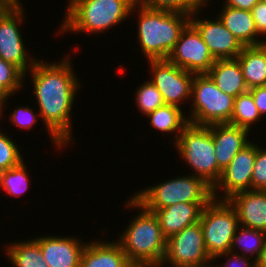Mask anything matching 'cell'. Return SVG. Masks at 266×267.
Here are the masks:
<instances>
[{
    "mask_svg": "<svg viewBox=\"0 0 266 267\" xmlns=\"http://www.w3.org/2000/svg\"><path fill=\"white\" fill-rule=\"evenodd\" d=\"M168 60L194 74L207 73L215 63L201 34L191 22L183 29Z\"/></svg>",
    "mask_w": 266,
    "mask_h": 267,
    "instance_id": "cell-12",
    "label": "cell"
},
{
    "mask_svg": "<svg viewBox=\"0 0 266 267\" xmlns=\"http://www.w3.org/2000/svg\"><path fill=\"white\" fill-rule=\"evenodd\" d=\"M25 74L14 64L0 58V86L9 94L16 95L23 86Z\"/></svg>",
    "mask_w": 266,
    "mask_h": 267,
    "instance_id": "cell-30",
    "label": "cell"
},
{
    "mask_svg": "<svg viewBox=\"0 0 266 267\" xmlns=\"http://www.w3.org/2000/svg\"><path fill=\"white\" fill-rule=\"evenodd\" d=\"M129 260L120 243L115 240L87 241L81 254L79 267H125Z\"/></svg>",
    "mask_w": 266,
    "mask_h": 267,
    "instance_id": "cell-20",
    "label": "cell"
},
{
    "mask_svg": "<svg viewBox=\"0 0 266 267\" xmlns=\"http://www.w3.org/2000/svg\"><path fill=\"white\" fill-rule=\"evenodd\" d=\"M25 165V161H22L20 164L5 170L1 186V189L5 190V193L19 197L28 190L30 179L27 170L28 167Z\"/></svg>",
    "mask_w": 266,
    "mask_h": 267,
    "instance_id": "cell-27",
    "label": "cell"
},
{
    "mask_svg": "<svg viewBox=\"0 0 266 267\" xmlns=\"http://www.w3.org/2000/svg\"><path fill=\"white\" fill-rule=\"evenodd\" d=\"M256 157V143L250 141L230 161L220 180L213 187V198L228 200L239 192L252 189V172ZM223 190V195H218ZM220 196V197H219Z\"/></svg>",
    "mask_w": 266,
    "mask_h": 267,
    "instance_id": "cell-13",
    "label": "cell"
},
{
    "mask_svg": "<svg viewBox=\"0 0 266 267\" xmlns=\"http://www.w3.org/2000/svg\"><path fill=\"white\" fill-rule=\"evenodd\" d=\"M209 130L213 138L218 168L223 172L234 156L250 142L251 133L229 123L209 125Z\"/></svg>",
    "mask_w": 266,
    "mask_h": 267,
    "instance_id": "cell-16",
    "label": "cell"
},
{
    "mask_svg": "<svg viewBox=\"0 0 266 267\" xmlns=\"http://www.w3.org/2000/svg\"><path fill=\"white\" fill-rule=\"evenodd\" d=\"M147 61L152 74L150 81L162 94L165 104L181 108V104L190 100L194 73L185 71L168 59Z\"/></svg>",
    "mask_w": 266,
    "mask_h": 267,
    "instance_id": "cell-11",
    "label": "cell"
},
{
    "mask_svg": "<svg viewBox=\"0 0 266 267\" xmlns=\"http://www.w3.org/2000/svg\"><path fill=\"white\" fill-rule=\"evenodd\" d=\"M11 97L1 86H0V102H5Z\"/></svg>",
    "mask_w": 266,
    "mask_h": 267,
    "instance_id": "cell-39",
    "label": "cell"
},
{
    "mask_svg": "<svg viewBox=\"0 0 266 267\" xmlns=\"http://www.w3.org/2000/svg\"><path fill=\"white\" fill-rule=\"evenodd\" d=\"M9 119L11 120V124L13 126L16 125L18 128L29 130L32 129L33 125H36L38 121V117H40L39 113H35L30 106H17L12 113L9 115Z\"/></svg>",
    "mask_w": 266,
    "mask_h": 267,
    "instance_id": "cell-33",
    "label": "cell"
},
{
    "mask_svg": "<svg viewBox=\"0 0 266 267\" xmlns=\"http://www.w3.org/2000/svg\"><path fill=\"white\" fill-rule=\"evenodd\" d=\"M13 0H0V12Z\"/></svg>",
    "mask_w": 266,
    "mask_h": 267,
    "instance_id": "cell-41",
    "label": "cell"
},
{
    "mask_svg": "<svg viewBox=\"0 0 266 267\" xmlns=\"http://www.w3.org/2000/svg\"><path fill=\"white\" fill-rule=\"evenodd\" d=\"M223 258L225 257H228L227 260H225V262L220 265L218 264H214L212 263V266L213 267H256V264L253 260H251L250 262V258L247 256H242L240 254H235V253H232V252H227L225 254H222V255H219L217 256L215 259L217 258Z\"/></svg>",
    "mask_w": 266,
    "mask_h": 267,
    "instance_id": "cell-34",
    "label": "cell"
},
{
    "mask_svg": "<svg viewBox=\"0 0 266 267\" xmlns=\"http://www.w3.org/2000/svg\"><path fill=\"white\" fill-rule=\"evenodd\" d=\"M207 74L221 91L233 97L249 91L237 58L215 60Z\"/></svg>",
    "mask_w": 266,
    "mask_h": 267,
    "instance_id": "cell-21",
    "label": "cell"
},
{
    "mask_svg": "<svg viewBox=\"0 0 266 267\" xmlns=\"http://www.w3.org/2000/svg\"><path fill=\"white\" fill-rule=\"evenodd\" d=\"M260 118L261 115L249 91L235 97L233 114L228 122L229 124L244 128L250 132L252 125L256 121L259 122Z\"/></svg>",
    "mask_w": 266,
    "mask_h": 267,
    "instance_id": "cell-26",
    "label": "cell"
},
{
    "mask_svg": "<svg viewBox=\"0 0 266 267\" xmlns=\"http://www.w3.org/2000/svg\"><path fill=\"white\" fill-rule=\"evenodd\" d=\"M265 240L266 232L239 226L233 237L230 252L240 254L245 257L249 255L248 257L256 262L260 256L261 251L263 250Z\"/></svg>",
    "mask_w": 266,
    "mask_h": 267,
    "instance_id": "cell-25",
    "label": "cell"
},
{
    "mask_svg": "<svg viewBox=\"0 0 266 267\" xmlns=\"http://www.w3.org/2000/svg\"><path fill=\"white\" fill-rule=\"evenodd\" d=\"M125 267H150V265L144 264V263H134L130 262Z\"/></svg>",
    "mask_w": 266,
    "mask_h": 267,
    "instance_id": "cell-40",
    "label": "cell"
},
{
    "mask_svg": "<svg viewBox=\"0 0 266 267\" xmlns=\"http://www.w3.org/2000/svg\"><path fill=\"white\" fill-rule=\"evenodd\" d=\"M208 203H178L152 211L156 215L163 234L168 239L185 227L200 221L202 209Z\"/></svg>",
    "mask_w": 266,
    "mask_h": 267,
    "instance_id": "cell-18",
    "label": "cell"
},
{
    "mask_svg": "<svg viewBox=\"0 0 266 267\" xmlns=\"http://www.w3.org/2000/svg\"><path fill=\"white\" fill-rule=\"evenodd\" d=\"M221 10L217 17L243 47L258 46L266 43L265 37L262 38L256 30L251 11L225 5Z\"/></svg>",
    "mask_w": 266,
    "mask_h": 267,
    "instance_id": "cell-19",
    "label": "cell"
},
{
    "mask_svg": "<svg viewBox=\"0 0 266 267\" xmlns=\"http://www.w3.org/2000/svg\"><path fill=\"white\" fill-rule=\"evenodd\" d=\"M4 173H5V169L0 167V188L2 186Z\"/></svg>",
    "mask_w": 266,
    "mask_h": 267,
    "instance_id": "cell-43",
    "label": "cell"
},
{
    "mask_svg": "<svg viewBox=\"0 0 266 267\" xmlns=\"http://www.w3.org/2000/svg\"><path fill=\"white\" fill-rule=\"evenodd\" d=\"M258 34L266 37V4L259 1L251 10ZM266 40V38H265Z\"/></svg>",
    "mask_w": 266,
    "mask_h": 267,
    "instance_id": "cell-35",
    "label": "cell"
},
{
    "mask_svg": "<svg viewBox=\"0 0 266 267\" xmlns=\"http://www.w3.org/2000/svg\"><path fill=\"white\" fill-rule=\"evenodd\" d=\"M198 9L190 15V22L197 28L209 52L215 60L234 59L241 53L243 46L224 26L218 17L214 19L197 18Z\"/></svg>",
    "mask_w": 266,
    "mask_h": 267,
    "instance_id": "cell-14",
    "label": "cell"
},
{
    "mask_svg": "<svg viewBox=\"0 0 266 267\" xmlns=\"http://www.w3.org/2000/svg\"><path fill=\"white\" fill-rule=\"evenodd\" d=\"M252 172V190H266V147L257 146Z\"/></svg>",
    "mask_w": 266,
    "mask_h": 267,
    "instance_id": "cell-32",
    "label": "cell"
},
{
    "mask_svg": "<svg viewBox=\"0 0 266 267\" xmlns=\"http://www.w3.org/2000/svg\"><path fill=\"white\" fill-rule=\"evenodd\" d=\"M211 261L205 248L202 226L198 222L167 239L165 256L160 266L199 267L210 265Z\"/></svg>",
    "mask_w": 266,
    "mask_h": 267,
    "instance_id": "cell-10",
    "label": "cell"
},
{
    "mask_svg": "<svg viewBox=\"0 0 266 267\" xmlns=\"http://www.w3.org/2000/svg\"><path fill=\"white\" fill-rule=\"evenodd\" d=\"M199 267H213L212 264L206 266H199Z\"/></svg>",
    "mask_w": 266,
    "mask_h": 267,
    "instance_id": "cell-45",
    "label": "cell"
},
{
    "mask_svg": "<svg viewBox=\"0 0 266 267\" xmlns=\"http://www.w3.org/2000/svg\"><path fill=\"white\" fill-rule=\"evenodd\" d=\"M254 104L258 108L261 117L266 116V86L254 87L249 90Z\"/></svg>",
    "mask_w": 266,
    "mask_h": 267,
    "instance_id": "cell-36",
    "label": "cell"
},
{
    "mask_svg": "<svg viewBox=\"0 0 266 267\" xmlns=\"http://www.w3.org/2000/svg\"><path fill=\"white\" fill-rule=\"evenodd\" d=\"M6 132L0 133V167L8 170L18 164L24 159L21 150L16 142L11 139Z\"/></svg>",
    "mask_w": 266,
    "mask_h": 267,
    "instance_id": "cell-31",
    "label": "cell"
},
{
    "mask_svg": "<svg viewBox=\"0 0 266 267\" xmlns=\"http://www.w3.org/2000/svg\"><path fill=\"white\" fill-rule=\"evenodd\" d=\"M199 222L203 230L205 248L214 263L217 256L231 250L233 237L240 226L237 212L228 200L213 198L202 209Z\"/></svg>",
    "mask_w": 266,
    "mask_h": 267,
    "instance_id": "cell-8",
    "label": "cell"
},
{
    "mask_svg": "<svg viewBox=\"0 0 266 267\" xmlns=\"http://www.w3.org/2000/svg\"><path fill=\"white\" fill-rule=\"evenodd\" d=\"M225 6H229L236 9L242 10H249L251 11L252 8L260 1V0H224Z\"/></svg>",
    "mask_w": 266,
    "mask_h": 267,
    "instance_id": "cell-37",
    "label": "cell"
},
{
    "mask_svg": "<svg viewBox=\"0 0 266 267\" xmlns=\"http://www.w3.org/2000/svg\"><path fill=\"white\" fill-rule=\"evenodd\" d=\"M50 267H79L81 254L87 242L74 236H39L34 238ZM85 243V244H84Z\"/></svg>",
    "mask_w": 266,
    "mask_h": 267,
    "instance_id": "cell-15",
    "label": "cell"
},
{
    "mask_svg": "<svg viewBox=\"0 0 266 267\" xmlns=\"http://www.w3.org/2000/svg\"><path fill=\"white\" fill-rule=\"evenodd\" d=\"M24 12L20 0H13L0 12V58L17 66L26 77L38 59L26 51L19 29L25 19Z\"/></svg>",
    "mask_w": 266,
    "mask_h": 267,
    "instance_id": "cell-9",
    "label": "cell"
},
{
    "mask_svg": "<svg viewBox=\"0 0 266 267\" xmlns=\"http://www.w3.org/2000/svg\"><path fill=\"white\" fill-rule=\"evenodd\" d=\"M138 2L148 8L187 13L189 15L206 6L202 0H138Z\"/></svg>",
    "mask_w": 266,
    "mask_h": 267,
    "instance_id": "cell-29",
    "label": "cell"
},
{
    "mask_svg": "<svg viewBox=\"0 0 266 267\" xmlns=\"http://www.w3.org/2000/svg\"><path fill=\"white\" fill-rule=\"evenodd\" d=\"M184 162L193 169V175L201 177L214 187L222 171L218 168L215 147L209 126L189 123L174 144Z\"/></svg>",
    "mask_w": 266,
    "mask_h": 267,
    "instance_id": "cell-6",
    "label": "cell"
},
{
    "mask_svg": "<svg viewBox=\"0 0 266 267\" xmlns=\"http://www.w3.org/2000/svg\"><path fill=\"white\" fill-rule=\"evenodd\" d=\"M125 205L129 209L132 207L140 211L117 238L127 259L129 262L160 266L165 256L167 238L156 215L133 196L124 203Z\"/></svg>",
    "mask_w": 266,
    "mask_h": 267,
    "instance_id": "cell-2",
    "label": "cell"
},
{
    "mask_svg": "<svg viewBox=\"0 0 266 267\" xmlns=\"http://www.w3.org/2000/svg\"><path fill=\"white\" fill-rule=\"evenodd\" d=\"M137 92L135 94V101L139 112L147 116L155 111L157 108L165 105L162 94L157 87L150 81V79L143 84H139Z\"/></svg>",
    "mask_w": 266,
    "mask_h": 267,
    "instance_id": "cell-28",
    "label": "cell"
},
{
    "mask_svg": "<svg viewBox=\"0 0 266 267\" xmlns=\"http://www.w3.org/2000/svg\"><path fill=\"white\" fill-rule=\"evenodd\" d=\"M4 250L13 267H50L34 237L26 241L9 243Z\"/></svg>",
    "mask_w": 266,
    "mask_h": 267,
    "instance_id": "cell-24",
    "label": "cell"
},
{
    "mask_svg": "<svg viewBox=\"0 0 266 267\" xmlns=\"http://www.w3.org/2000/svg\"><path fill=\"white\" fill-rule=\"evenodd\" d=\"M191 174L151 185L145 190L138 189L133 197L149 211L178 203H209L213 199V187L201 177Z\"/></svg>",
    "mask_w": 266,
    "mask_h": 267,
    "instance_id": "cell-5",
    "label": "cell"
},
{
    "mask_svg": "<svg viewBox=\"0 0 266 267\" xmlns=\"http://www.w3.org/2000/svg\"><path fill=\"white\" fill-rule=\"evenodd\" d=\"M55 63L41 60L28 71L33 83L38 113L55 148L73 142L72 107L81 88L69 56Z\"/></svg>",
    "mask_w": 266,
    "mask_h": 267,
    "instance_id": "cell-1",
    "label": "cell"
},
{
    "mask_svg": "<svg viewBox=\"0 0 266 267\" xmlns=\"http://www.w3.org/2000/svg\"><path fill=\"white\" fill-rule=\"evenodd\" d=\"M235 97L221 91L207 73L194 74L189 123L209 126L228 123L233 114Z\"/></svg>",
    "mask_w": 266,
    "mask_h": 267,
    "instance_id": "cell-7",
    "label": "cell"
},
{
    "mask_svg": "<svg viewBox=\"0 0 266 267\" xmlns=\"http://www.w3.org/2000/svg\"><path fill=\"white\" fill-rule=\"evenodd\" d=\"M240 226L266 232V190H247L228 199Z\"/></svg>",
    "mask_w": 266,
    "mask_h": 267,
    "instance_id": "cell-17",
    "label": "cell"
},
{
    "mask_svg": "<svg viewBox=\"0 0 266 267\" xmlns=\"http://www.w3.org/2000/svg\"><path fill=\"white\" fill-rule=\"evenodd\" d=\"M138 0H69L60 33H105L136 10Z\"/></svg>",
    "mask_w": 266,
    "mask_h": 267,
    "instance_id": "cell-4",
    "label": "cell"
},
{
    "mask_svg": "<svg viewBox=\"0 0 266 267\" xmlns=\"http://www.w3.org/2000/svg\"><path fill=\"white\" fill-rule=\"evenodd\" d=\"M5 103H7V101H5V102H0V120L2 119V114L4 113L3 111V109H4V106H6V104ZM1 130V129H0ZM0 133H2V131H0Z\"/></svg>",
    "mask_w": 266,
    "mask_h": 267,
    "instance_id": "cell-42",
    "label": "cell"
},
{
    "mask_svg": "<svg viewBox=\"0 0 266 267\" xmlns=\"http://www.w3.org/2000/svg\"><path fill=\"white\" fill-rule=\"evenodd\" d=\"M137 34L141 53L147 60L168 59L183 29L190 22L187 13L152 9L136 2Z\"/></svg>",
    "mask_w": 266,
    "mask_h": 267,
    "instance_id": "cell-3",
    "label": "cell"
},
{
    "mask_svg": "<svg viewBox=\"0 0 266 267\" xmlns=\"http://www.w3.org/2000/svg\"><path fill=\"white\" fill-rule=\"evenodd\" d=\"M256 267H266V240L263 246V250L260 253L259 258L255 262Z\"/></svg>",
    "mask_w": 266,
    "mask_h": 267,
    "instance_id": "cell-38",
    "label": "cell"
},
{
    "mask_svg": "<svg viewBox=\"0 0 266 267\" xmlns=\"http://www.w3.org/2000/svg\"><path fill=\"white\" fill-rule=\"evenodd\" d=\"M206 5H207V3H208V1H210L211 2V0H202Z\"/></svg>",
    "mask_w": 266,
    "mask_h": 267,
    "instance_id": "cell-44",
    "label": "cell"
},
{
    "mask_svg": "<svg viewBox=\"0 0 266 267\" xmlns=\"http://www.w3.org/2000/svg\"><path fill=\"white\" fill-rule=\"evenodd\" d=\"M185 116L187 115L184 114L183 109L180 107L165 104L146 117L150 118L149 123L152 128L159 130L160 133H175L173 140L175 139L174 143H176L184 128L189 124L188 117Z\"/></svg>",
    "mask_w": 266,
    "mask_h": 267,
    "instance_id": "cell-23",
    "label": "cell"
},
{
    "mask_svg": "<svg viewBox=\"0 0 266 267\" xmlns=\"http://www.w3.org/2000/svg\"><path fill=\"white\" fill-rule=\"evenodd\" d=\"M248 89L266 86V43L243 47L237 56Z\"/></svg>",
    "mask_w": 266,
    "mask_h": 267,
    "instance_id": "cell-22",
    "label": "cell"
}]
</instances>
